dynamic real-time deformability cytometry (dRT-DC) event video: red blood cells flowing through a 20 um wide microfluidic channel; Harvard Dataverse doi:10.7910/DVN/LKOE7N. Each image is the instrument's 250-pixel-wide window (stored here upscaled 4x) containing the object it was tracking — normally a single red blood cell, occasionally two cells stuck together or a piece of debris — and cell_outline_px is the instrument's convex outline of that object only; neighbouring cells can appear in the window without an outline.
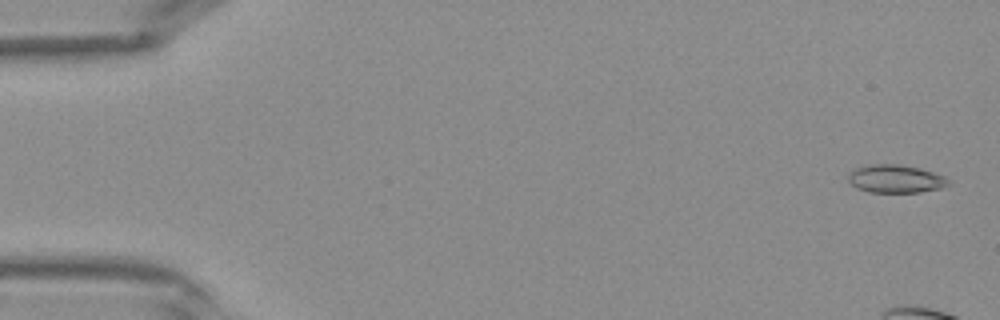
{"species": "Egyptian fruit bat (a non-hibernating species)", "species_latin": "Rousettus aegyptiacus", "temperature_condition": "warm", "stored_images_in_passage": 9, "camera_frame_rate_fps": 3000, "um_per_image_px": 0.085, "frame": {"image": 1, "passage_image": 2, "time_ms": 0.333, "image_size_px": [1000, 320], "cell_outline_px": [[952, 184], [940, 188], [920, 192], [868, 192], [856, 188], [848, 180], [848, 176], [856, 168], [864, 164], [896, 164], [920, 168], [944, 176], [952, 180]], "centroid_in_image_um": [76.15, 15.2], "position_along_channel_um": 8.8, "area_um2": 16.47}}